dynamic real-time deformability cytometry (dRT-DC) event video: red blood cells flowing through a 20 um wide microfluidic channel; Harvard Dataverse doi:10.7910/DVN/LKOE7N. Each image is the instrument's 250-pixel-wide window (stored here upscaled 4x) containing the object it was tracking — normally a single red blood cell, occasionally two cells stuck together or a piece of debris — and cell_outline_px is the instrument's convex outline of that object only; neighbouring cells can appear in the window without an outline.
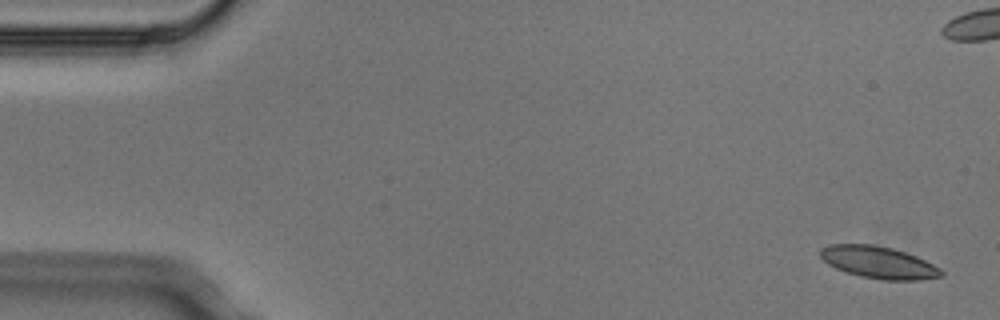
{"species": "Egyptian fruit bat (a non-hibernating species)", "species_latin": "Rousettus aegyptiacus", "temperature_condition": "cold", "stored_images_in_passage": 10, "camera_frame_rate_fps": 3000, "um_per_image_px": 0.085, "animal": {"sex": "male"}, "frame": {"image": 1, "passage_image": 1, "time_ms": 0.0, "image_size_px": [1000, 320], "cell_outline_px": [[944, 276], [920, 280], [880, 280], [860, 276], [836, 268], [828, 264], [820, 256], [820, 248], [828, 244], [872, 244], [892, 248], [916, 256], [940, 268], [944, 272]], "centroid_in_image_um": [74.68, 22.3], "position_along_channel_um": 10.3, "area_um2": 22.6}}
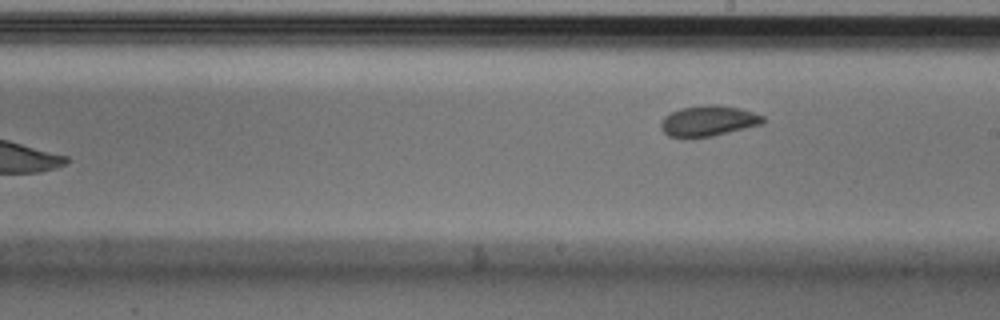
{"frame": {"image": 2, "passage_image": 10, "time_ms": 3.0, "image_size_px": [1000, 320], "cell_outline_px": [[764, 120], [760, 124], [712, 136], [668, 136], [660, 128], [660, 124], [664, 116], [680, 108], [704, 104], [712, 104], [740, 108], [764, 116]], "centroid_in_image_um": [60.18, 10.25], "position_along_channel_um": 228.8, "area_um2": 17.8}}